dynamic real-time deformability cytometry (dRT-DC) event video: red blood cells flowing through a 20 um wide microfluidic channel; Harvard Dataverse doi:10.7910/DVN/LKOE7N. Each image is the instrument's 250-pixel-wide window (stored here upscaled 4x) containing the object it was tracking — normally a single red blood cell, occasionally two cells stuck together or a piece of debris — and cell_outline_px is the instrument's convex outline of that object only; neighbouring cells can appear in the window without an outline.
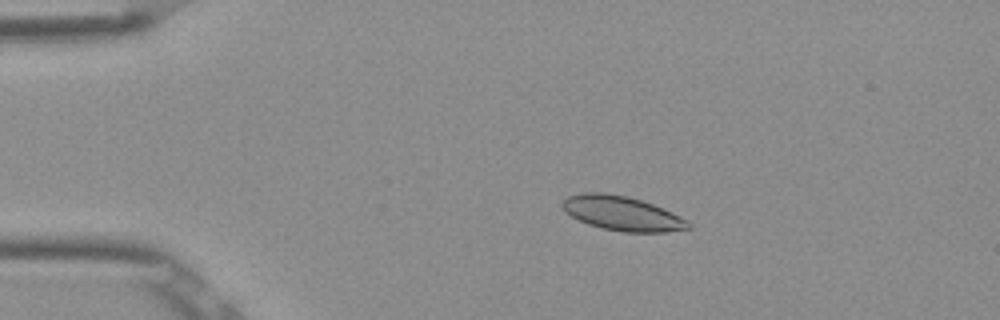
{"species": "Egyptian fruit bat (a non-hibernating species)", "species_latin": "Rousettus aegyptiacus", "temperature_condition": "room temperature", "stored_images_in_passage": 43, "camera_frame_rate_fps": 3000, "um_per_image_px": 0.085, "frame": {"image": 1, "passage_image": 1, "time_ms": 0.0, "image_size_px": [1000, 320], "cell_outline_px": [[692, 228], [664, 232], [624, 232], [604, 228], [588, 224], [564, 212], [560, 204], [568, 196], [584, 192], [604, 192], [628, 196], [652, 204], [672, 212], [692, 224]], "centroid_in_image_um": [52.86, 18.13], "position_along_channel_um": 32.1, "area_um2": 25.14}}
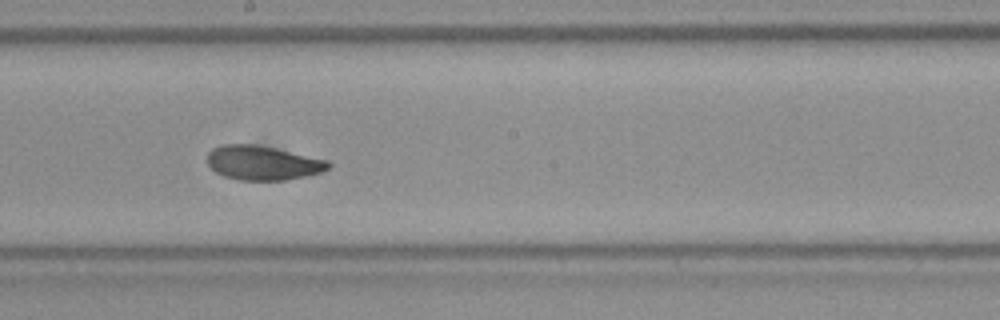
{"frame": {"image": 2, "passage_image": 20, "time_ms": 6.333, "image_size_px": [1000, 320], "cell_outline_px": [[332, 164], [328, 168], [320, 172], [308, 176], [284, 180], [236, 180], [224, 176], [216, 172], [208, 164], [208, 152], [212, 148], [224, 144], [256, 144], [328, 160]], "centroid_in_image_um": [22.33, 13.84], "position_along_channel_um": 225.9, "area_um2": 24.16}}
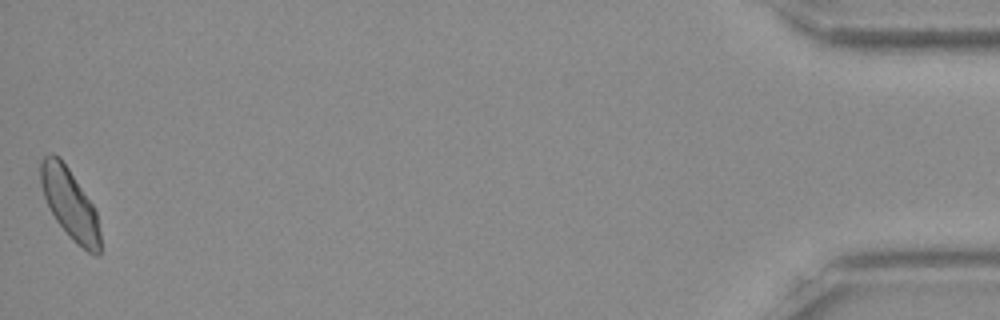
{"frame": {"image": 3, "passage_image": 43, "time_ms": 14.0, "image_size_px": [1000, 320], "cell_outline_px": [[100, 256], [96, 256], [88, 252], [76, 244], [68, 236], [56, 220], [44, 196], [40, 184], [40, 160], [48, 152], [52, 152], [60, 156], [92, 204], [96, 212], [100, 232]], "centroid_in_image_um": [5.92, 17.31], "position_along_channel_um": 429.3, "area_um2": 24.39}, "authors_computed_cell_mechanics": {"area_um2": 24.3916, "velocity_mm_per_s": 3.8661, "shape_relaxation_time_tau1_ms": 4.6304, "shape_relaxation_time_tau2_ms": 2.767, "deformation_change_tau1": 0.0979, "deformation_change_tau2": 0.0648}}